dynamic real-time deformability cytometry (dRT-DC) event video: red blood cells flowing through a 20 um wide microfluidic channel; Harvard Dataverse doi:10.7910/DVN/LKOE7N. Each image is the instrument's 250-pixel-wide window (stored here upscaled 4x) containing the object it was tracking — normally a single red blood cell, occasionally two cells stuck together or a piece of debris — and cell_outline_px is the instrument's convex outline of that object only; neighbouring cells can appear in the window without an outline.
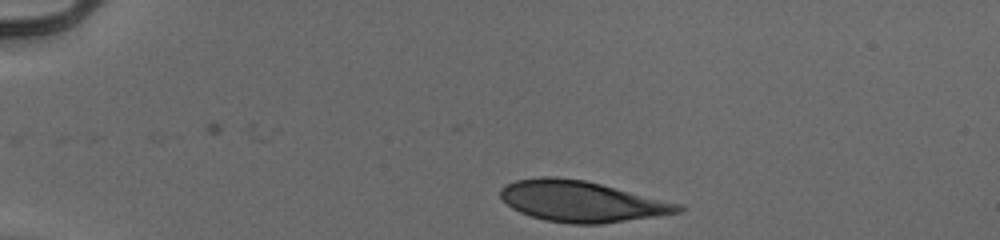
{"species": "human", "species_latin": "Homo sapiens", "temperature_condition": "cold", "stored_images_in_passage": 34, "camera_frame_rate_fps": 3000, "um_per_image_px": 0.085, "donor": {"sex": "male"}, "frame": {"image": 1, "passage_image": 1, "time_ms": 0.0, "image_size_px": [1000, 240], "cell_outline_px": [[684, 208], [680, 212], [600, 224], [572, 224], [544, 220], [520, 212], [512, 208], [500, 196], [500, 188], [516, 180], [540, 176], [552, 176], [584, 180], [684, 204]], "centroid_in_image_um": [49.43, 17.11], "position_along_channel_um": 35.6, "area_um2": 42.14}}
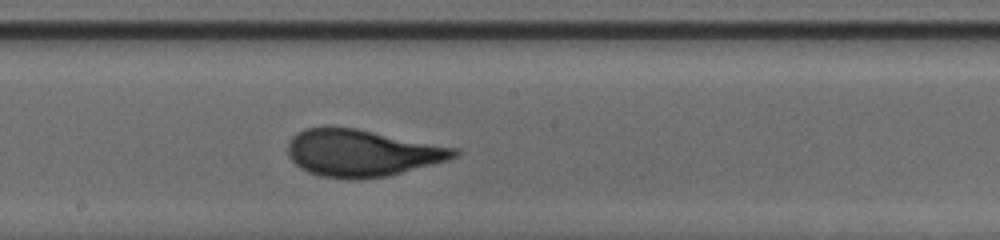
{"frame": {"image": 2, "passage_image": 20, "time_ms": 6.333, "image_size_px": [1000, 240], "cell_outline_px": [[460, 152], [456, 156], [448, 160], [384, 176], [356, 180], [320, 176], [308, 172], [300, 168], [288, 156], [288, 144], [292, 136], [296, 132], [304, 128], [356, 128], [460, 148]], "centroid_in_image_um": [30.76, 13.0], "position_along_channel_um": 217.4, "area_um2": 45.32}}
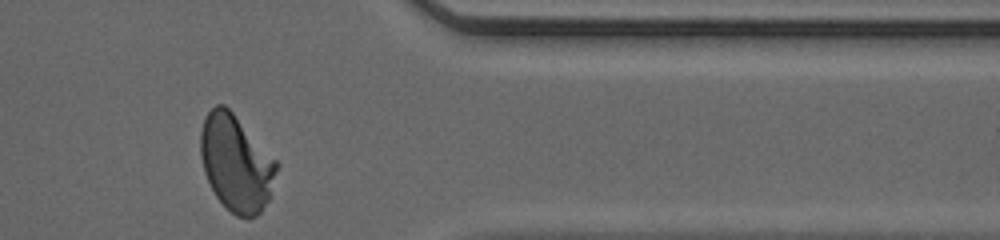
{"frame": {"image": 3, "passage_image": 34, "time_ms": 11.0, "image_size_px": [1000, 240], "cell_outline_px": [[280, 164], [268, 200], [260, 212], [256, 216], [236, 216], [216, 196], [204, 172], [200, 156], [200, 132], [204, 120], [208, 112], [216, 104], [224, 104], [232, 112]], "centroid_in_image_um": [20.06, 13.85], "position_along_channel_um": 391.3, "area_um2": 42.19}, "authors_computed_cell_mechanics": {"area_um2": 44.1014, "velocity_mm_per_s": 3.9466, "shape_relaxation_time_tau1_ms": 5.3771, "shape_relaxation_time_tau2_ms": null, "deformation_change_tau1": 0.2093, "deformation_change_tau2": null}}